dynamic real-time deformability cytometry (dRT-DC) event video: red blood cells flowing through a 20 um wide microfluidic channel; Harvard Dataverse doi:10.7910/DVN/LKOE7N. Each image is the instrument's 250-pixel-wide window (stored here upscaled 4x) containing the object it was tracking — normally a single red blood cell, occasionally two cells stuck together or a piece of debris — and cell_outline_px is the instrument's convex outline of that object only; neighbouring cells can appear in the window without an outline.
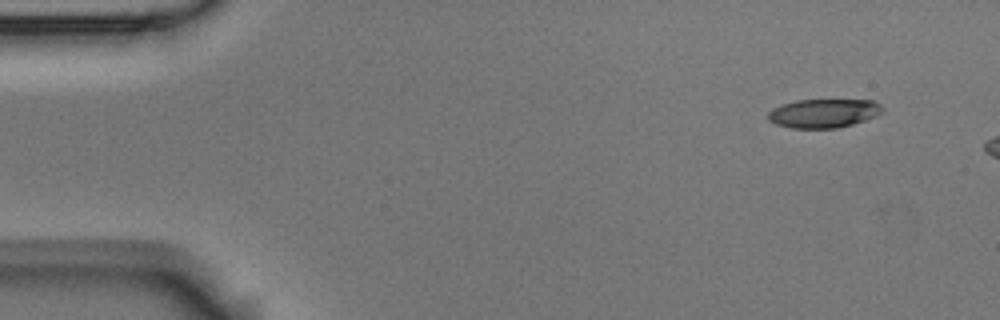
{"species": "Egyptian fruit bat (a non-hibernating species)", "species_latin": "Rousettus aegyptiacus", "temperature_condition": "room temperature", "stored_images_in_passage": 4, "camera_frame_rate_fps": 3000, "um_per_image_px": 0.085, "animal": {"sex": "male"}, "frame": {"image": 1, "passage_image": 1, "time_ms": 0.0, "image_size_px": [1000, 320], "cell_outline_px": [[884, 112], [876, 116], [852, 124], [836, 128], [792, 128], [776, 124], [768, 120], [768, 112], [772, 108], [796, 100], [872, 100], [880, 104], [884, 108]], "centroid_in_image_um": [70.02, 9.62], "position_along_channel_um": 15.0, "area_um2": 19.19}}